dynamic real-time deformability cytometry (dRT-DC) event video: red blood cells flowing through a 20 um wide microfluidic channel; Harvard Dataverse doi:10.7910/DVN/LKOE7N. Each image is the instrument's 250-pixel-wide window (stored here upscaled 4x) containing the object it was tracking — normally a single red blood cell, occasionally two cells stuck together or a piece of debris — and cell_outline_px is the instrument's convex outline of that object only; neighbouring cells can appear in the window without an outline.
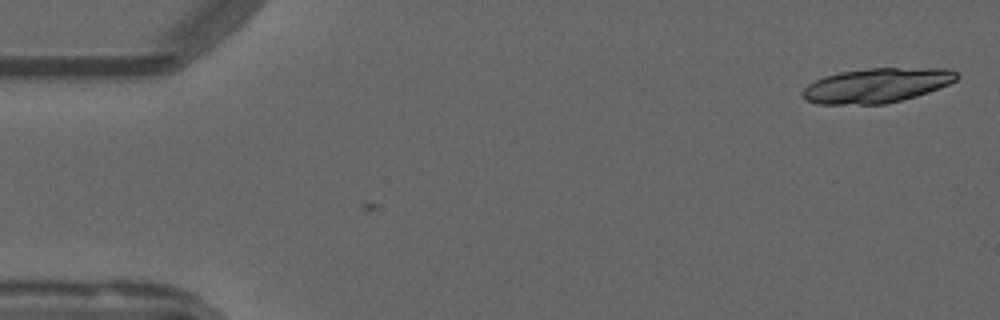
{"species": "common noctule bat (a hibernating species)", "species_latin": "Nyctalus noctula", "temperature_condition": "warm", "stored_images_in_passage": 2, "camera_frame_rate_fps": 3000, "um_per_image_px": 0.085, "animal": {"sex": "male", "forearm_length_mm": 52.5}, "frame": {"image": 1, "passage_image": 2, "time_ms": 0.333, "image_size_px": [1000, 320], "cell_outline_px": [[960, 76], [956, 80], [948, 84], [928, 92], [916, 96], [884, 104], [816, 104], [804, 100], [800, 92], [808, 84], [824, 76], [840, 72], [868, 68], [948, 68], [956, 72]], "centroid_in_image_um": [74.49, 7.26], "position_along_channel_um": 10.5, "area_um2": 31.15}}